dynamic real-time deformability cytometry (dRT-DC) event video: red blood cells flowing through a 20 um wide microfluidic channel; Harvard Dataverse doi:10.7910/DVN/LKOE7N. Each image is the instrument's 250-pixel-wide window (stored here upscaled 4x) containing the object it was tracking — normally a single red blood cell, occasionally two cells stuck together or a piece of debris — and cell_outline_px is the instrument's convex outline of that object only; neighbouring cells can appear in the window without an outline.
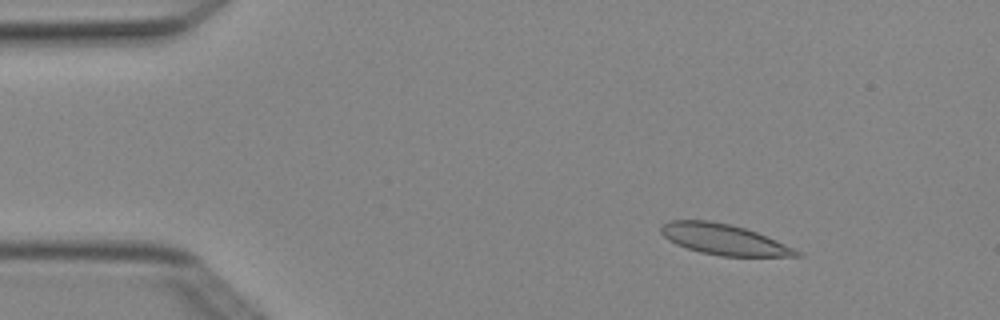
{"species": "Egyptian fruit bat (a non-hibernating species)", "species_latin": "Rousettus aegyptiacus", "temperature_condition": "cold", "stored_images_in_passage": 3, "camera_frame_rate_fps": 3000, "um_per_image_px": 0.085, "animal": {"sex": "female"}, "frame": {"image": 1, "passage_image": 1, "time_ms": 0.0, "image_size_px": [1000, 320], "cell_outline_px": [[804, 256], [720, 256], [700, 252], [676, 244], [668, 240], [660, 232], [660, 228], [668, 220], [708, 220], [728, 224], [744, 228], [756, 232], [776, 240], [804, 252]], "centroid_in_image_um": [61.54, 20.36], "position_along_channel_um": 23.5, "area_um2": 24.16}}